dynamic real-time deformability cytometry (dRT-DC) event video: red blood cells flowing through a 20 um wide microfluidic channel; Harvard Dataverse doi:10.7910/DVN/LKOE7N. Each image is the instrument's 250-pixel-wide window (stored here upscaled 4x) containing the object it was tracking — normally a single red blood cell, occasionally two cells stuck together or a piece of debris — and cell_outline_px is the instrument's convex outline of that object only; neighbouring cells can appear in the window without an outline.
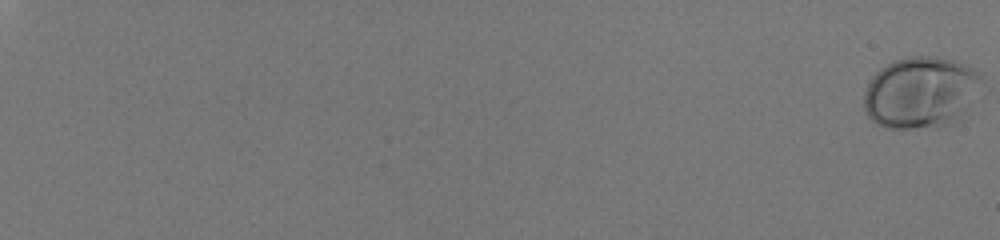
{"species": "human", "species_latin": "Homo sapiens", "temperature_condition": "room temperature", "stored_images_in_passage": 37, "camera_frame_rate_fps": 3000, "um_per_image_px": 0.085, "donor": {"sex": "male"}, "frame": {"image": 1, "passage_image": 1, "time_ms": 0.0, "image_size_px": [1000, 240], "cell_outline_px": [[980, 80], [976, 100], [960, 120], [956, 124], [936, 128], [884, 128], [876, 124], [864, 112], [864, 92], [872, 76], [880, 68], [896, 60], [908, 56], [936, 56], [956, 60], [968, 64], [976, 68], [980, 72]], "centroid_in_image_um": [78.31, 7.88], "position_along_channel_um": 6.7, "area_um2": 50.29}}
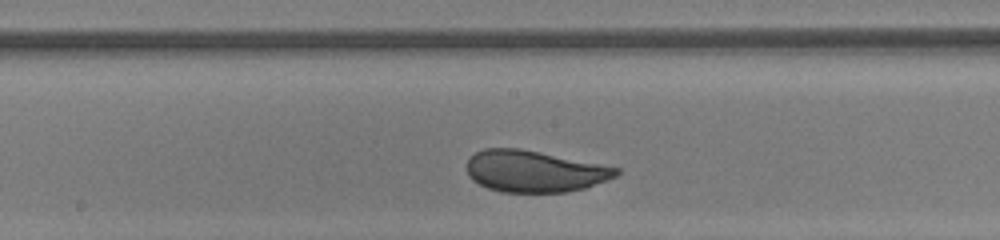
{"frame": {"image": 2, "passage_image": 23, "time_ms": 7.333, "image_size_px": [1000, 240], "cell_outline_px": [[620, 172], [616, 176], [584, 188], [568, 192], [500, 192], [488, 188], [472, 180], [468, 176], [468, 160], [476, 152], [484, 148], [520, 148], [620, 168]], "centroid_in_image_um": [45.41, 14.56], "position_along_channel_um": 202.8, "area_um2": 35.95}}
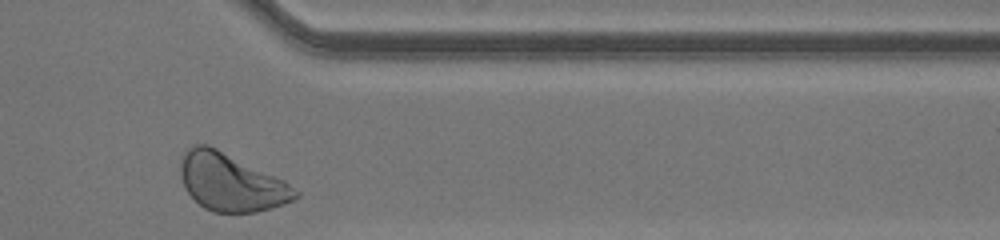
{"frame": {"image": 3, "passage_image": 37, "time_ms": 12.0, "image_size_px": [1000, 240], "cell_outline_px": [[300, 196], [284, 204], [256, 212], [212, 212], [204, 208], [184, 188], [180, 176], [180, 164], [184, 152], [188, 148], [196, 144], [208, 144], [284, 180], [300, 192]], "centroid_in_image_um": [19.62, 15.49], "position_along_channel_um": 391.8, "area_um2": 38.32}, "authors_computed_cell_mechanics": {"area_um2": 37.281, "velocity_mm_per_s": 4.0713, "shape_relaxation_time_tau1_ms": 2.6837, "shape_relaxation_time_tau2_ms": null, "deformation_change_tau1": 0.1081, "deformation_change_tau2": null}}